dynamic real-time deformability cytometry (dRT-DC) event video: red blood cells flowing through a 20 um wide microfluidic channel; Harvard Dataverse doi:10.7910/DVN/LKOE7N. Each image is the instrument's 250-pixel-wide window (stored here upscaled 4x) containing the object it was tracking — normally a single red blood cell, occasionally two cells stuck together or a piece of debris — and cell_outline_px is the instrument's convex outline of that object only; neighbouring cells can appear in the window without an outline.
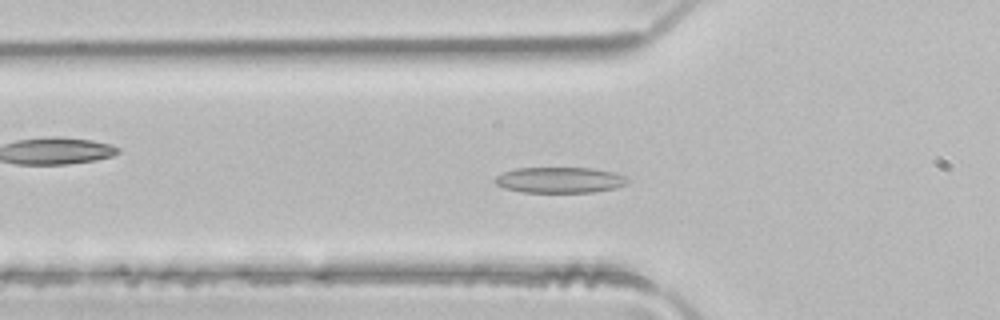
{"species": "common noctule bat (a hibernating species)", "species_latin": "Nyctalus noctula", "temperature_condition": "room temperature", "stored_images_in_passage": 48, "camera_frame_rate_fps": 3000, "um_per_image_px": 0.085, "animal": {"sex": "male", "body_mass_g": 21.5, "forearm_length_mm": 52.0}, "frame": {"image": 1, "passage_image": 14, "time_ms": 4.333, "image_size_px": [1000, 320], "cell_outline_px": [[632, 180], [628, 184], [616, 188], [592, 192], [524, 192], [504, 188], [496, 184], [492, 180], [496, 176], [504, 172], [516, 168], [592, 168], [612, 172], [628, 176]], "centroid_in_image_um": [47.63, 15.3], "position_along_channel_um": 78.2, "area_um2": 20.11}}
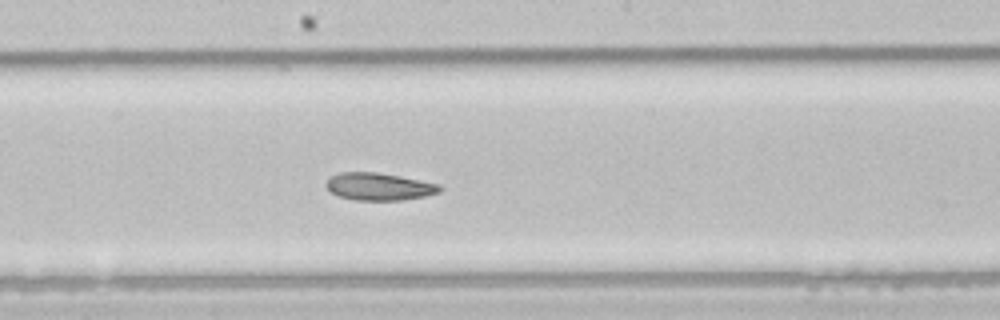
{"frame": {"image": 2, "passage_image": 24, "time_ms": 7.667, "image_size_px": [1000, 320], "cell_outline_px": [[444, 188], [440, 192], [424, 196], [404, 200], [356, 200], [340, 196], [332, 192], [324, 184], [332, 176], [340, 172], [376, 172], [400, 176], [440, 184]], "centroid_in_image_um": [32.26, 15.86], "position_along_channel_um": 215.9, "area_um2": 18.09}}
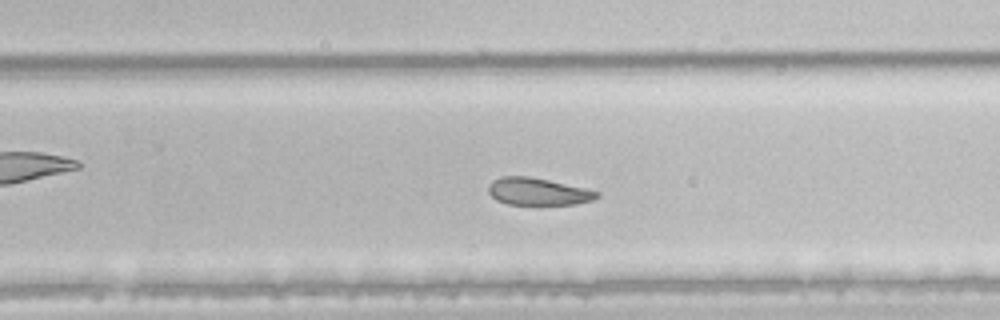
{"frame": {"image": 3, "passage_image": 29, "time_ms": 9.333, "image_size_px": [1000, 320], "cell_outline_px": [[600, 196], [592, 200], [576, 204], [508, 204], [496, 200], [488, 192], [488, 184], [492, 180], [500, 176], [528, 176], [548, 180], [584, 188], [600, 192]], "centroid_in_image_um": [45.69, 16.27], "position_along_channel_um": 284.1, "area_um2": 17.17}, "authors_computed_cell_mechanics": {"area_um2": 21.3282, "velocity_mm_per_s": 4.1097, "shape_relaxation_time_tau1_ms": 5.4331, "shape_relaxation_time_tau2_ms": 4.6555, "deformation_change_tau1": 0.1241, "deformation_change_tau2": 0.1049}}